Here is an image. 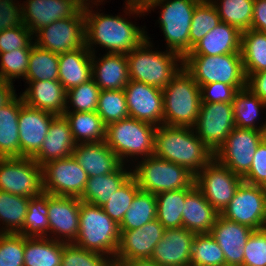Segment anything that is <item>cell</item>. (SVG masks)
<instances>
[{
    "instance_id": "1",
    "label": "cell",
    "mask_w": 266,
    "mask_h": 266,
    "mask_svg": "<svg viewBox=\"0 0 266 266\" xmlns=\"http://www.w3.org/2000/svg\"><path fill=\"white\" fill-rule=\"evenodd\" d=\"M91 6V7H90ZM90 2L84 3L85 46L95 53L94 45L107 48V53L128 54L138 47L147 33L120 15H104L92 10Z\"/></svg>"
},
{
    "instance_id": "2",
    "label": "cell",
    "mask_w": 266,
    "mask_h": 266,
    "mask_svg": "<svg viewBox=\"0 0 266 266\" xmlns=\"http://www.w3.org/2000/svg\"><path fill=\"white\" fill-rule=\"evenodd\" d=\"M153 156L183 166L196 176L214 153L196 136L193 128L157 126Z\"/></svg>"
},
{
    "instance_id": "3",
    "label": "cell",
    "mask_w": 266,
    "mask_h": 266,
    "mask_svg": "<svg viewBox=\"0 0 266 266\" xmlns=\"http://www.w3.org/2000/svg\"><path fill=\"white\" fill-rule=\"evenodd\" d=\"M149 39L146 35L138 47L126 54L129 78L163 90L183 68V57L168 49L152 51Z\"/></svg>"
},
{
    "instance_id": "4",
    "label": "cell",
    "mask_w": 266,
    "mask_h": 266,
    "mask_svg": "<svg viewBox=\"0 0 266 266\" xmlns=\"http://www.w3.org/2000/svg\"><path fill=\"white\" fill-rule=\"evenodd\" d=\"M162 93L164 125L193 128L200 112L201 93L192 76L182 68Z\"/></svg>"
},
{
    "instance_id": "5",
    "label": "cell",
    "mask_w": 266,
    "mask_h": 266,
    "mask_svg": "<svg viewBox=\"0 0 266 266\" xmlns=\"http://www.w3.org/2000/svg\"><path fill=\"white\" fill-rule=\"evenodd\" d=\"M119 240V225L102 207L81 201L79 230L74 244L89 251L102 253L114 261Z\"/></svg>"
},
{
    "instance_id": "6",
    "label": "cell",
    "mask_w": 266,
    "mask_h": 266,
    "mask_svg": "<svg viewBox=\"0 0 266 266\" xmlns=\"http://www.w3.org/2000/svg\"><path fill=\"white\" fill-rule=\"evenodd\" d=\"M156 128L151 123L129 117L106 126L105 142L125 165L129 157L153 156Z\"/></svg>"
},
{
    "instance_id": "7",
    "label": "cell",
    "mask_w": 266,
    "mask_h": 266,
    "mask_svg": "<svg viewBox=\"0 0 266 266\" xmlns=\"http://www.w3.org/2000/svg\"><path fill=\"white\" fill-rule=\"evenodd\" d=\"M183 68L199 85L225 83L231 86H246L241 53L222 55H186Z\"/></svg>"
},
{
    "instance_id": "8",
    "label": "cell",
    "mask_w": 266,
    "mask_h": 266,
    "mask_svg": "<svg viewBox=\"0 0 266 266\" xmlns=\"http://www.w3.org/2000/svg\"><path fill=\"white\" fill-rule=\"evenodd\" d=\"M140 190L160 192L195 187V176L183 166L150 156L141 159L132 171Z\"/></svg>"
},
{
    "instance_id": "9",
    "label": "cell",
    "mask_w": 266,
    "mask_h": 266,
    "mask_svg": "<svg viewBox=\"0 0 266 266\" xmlns=\"http://www.w3.org/2000/svg\"><path fill=\"white\" fill-rule=\"evenodd\" d=\"M201 0H158L145 12L160 6L158 22L165 36L167 48L183 58L190 52V27L194 8ZM151 9V10H150Z\"/></svg>"
},
{
    "instance_id": "10",
    "label": "cell",
    "mask_w": 266,
    "mask_h": 266,
    "mask_svg": "<svg viewBox=\"0 0 266 266\" xmlns=\"http://www.w3.org/2000/svg\"><path fill=\"white\" fill-rule=\"evenodd\" d=\"M2 0V6L34 35L41 28L60 19L74 16L84 5L81 0Z\"/></svg>"
},
{
    "instance_id": "11",
    "label": "cell",
    "mask_w": 266,
    "mask_h": 266,
    "mask_svg": "<svg viewBox=\"0 0 266 266\" xmlns=\"http://www.w3.org/2000/svg\"><path fill=\"white\" fill-rule=\"evenodd\" d=\"M0 191L37 197L43 191L42 167L33 158H0Z\"/></svg>"
},
{
    "instance_id": "12",
    "label": "cell",
    "mask_w": 266,
    "mask_h": 266,
    "mask_svg": "<svg viewBox=\"0 0 266 266\" xmlns=\"http://www.w3.org/2000/svg\"><path fill=\"white\" fill-rule=\"evenodd\" d=\"M195 185L220 214L233 199L243 178L213 158L196 176Z\"/></svg>"
},
{
    "instance_id": "13",
    "label": "cell",
    "mask_w": 266,
    "mask_h": 266,
    "mask_svg": "<svg viewBox=\"0 0 266 266\" xmlns=\"http://www.w3.org/2000/svg\"><path fill=\"white\" fill-rule=\"evenodd\" d=\"M37 39H36V37ZM34 43L55 54H63L85 46L83 7L72 17L52 22L38 30Z\"/></svg>"
},
{
    "instance_id": "14",
    "label": "cell",
    "mask_w": 266,
    "mask_h": 266,
    "mask_svg": "<svg viewBox=\"0 0 266 266\" xmlns=\"http://www.w3.org/2000/svg\"><path fill=\"white\" fill-rule=\"evenodd\" d=\"M263 140V131L235 127L214 153V158L243 177L249 171L256 149Z\"/></svg>"
},
{
    "instance_id": "15",
    "label": "cell",
    "mask_w": 266,
    "mask_h": 266,
    "mask_svg": "<svg viewBox=\"0 0 266 266\" xmlns=\"http://www.w3.org/2000/svg\"><path fill=\"white\" fill-rule=\"evenodd\" d=\"M220 215L253 230L265 228L266 188L243 181Z\"/></svg>"
},
{
    "instance_id": "16",
    "label": "cell",
    "mask_w": 266,
    "mask_h": 266,
    "mask_svg": "<svg viewBox=\"0 0 266 266\" xmlns=\"http://www.w3.org/2000/svg\"><path fill=\"white\" fill-rule=\"evenodd\" d=\"M43 191L53 196L80 197L88 174L72 156L42 166Z\"/></svg>"
},
{
    "instance_id": "17",
    "label": "cell",
    "mask_w": 266,
    "mask_h": 266,
    "mask_svg": "<svg viewBox=\"0 0 266 266\" xmlns=\"http://www.w3.org/2000/svg\"><path fill=\"white\" fill-rule=\"evenodd\" d=\"M235 127L232 103H201L193 129L215 153Z\"/></svg>"
},
{
    "instance_id": "18",
    "label": "cell",
    "mask_w": 266,
    "mask_h": 266,
    "mask_svg": "<svg viewBox=\"0 0 266 266\" xmlns=\"http://www.w3.org/2000/svg\"><path fill=\"white\" fill-rule=\"evenodd\" d=\"M129 117L164 125L162 89L145 83L129 80L124 88Z\"/></svg>"
},
{
    "instance_id": "19",
    "label": "cell",
    "mask_w": 266,
    "mask_h": 266,
    "mask_svg": "<svg viewBox=\"0 0 266 266\" xmlns=\"http://www.w3.org/2000/svg\"><path fill=\"white\" fill-rule=\"evenodd\" d=\"M80 204L78 197L48 194L49 234L56 235L49 238L63 243H74L79 230Z\"/></svg>"
},
{
    "instance_id": "20",
    "label": "cell",
    "mask_w": 266,
    "mask_h": 266,
    "mask_svg": "<svg viewBox=\"0 0 266 266\" xmlns=\"http://www.w3.org/2000/svg\"><path fill=\"white\" fill-rule=\"evenodd\" d=\"M165 228L157 220L143 227L120 231V240L114 261L150 259L155 246L162 239Z\"/></svg>"
},
{
    "instance_id": "21",
    "label": "cell",
    "mask_w": 266,
    "mask_h": 266,
    "mask_svg": "<svg viewBox=\"0 0 266 266\" xmlns=\"http://www.w3.org/2000/svg\"><path fill=\"white\" fill-rule=\"evenodd\" d=\"M56 115L23 104L18 116L20 157L33 158L45 140Z\"/></svg>"
},
{
    "instance_id": "22",
    "label": "cell",
    "mask_w": 266,
    "mask_h": 266,
    "mask_svg": "<svg viewBox=\"0 0 266 266\" xmlns=\"http://www.w3.org/2000/svg\"><path fill=\"white\" fill-rule=\"evenodd\" d=\"M195 236L184 227L165 229L150 259L159 266H190Z\"/></svg>"
},
{
    "instance_id": "23",
    "label": "cell",
    "mask_w": 266,
    "mask_h": 266,
    "mask_svg": "<svg viewBox=\"0 0 266 266\" xmlns=\"http://www.w3.org/2000/svg\"><path fill=\"white\" fill-rule=\"evenodd\" d=\"M253 229L228 220L220 214L210 234L223 250L225 266H243L244 246Z\"/></svg>"
},
{
    "instance_id": "24",
    "label": "cell",
    "mask_w": 266,
    "mask_h": 266,
    "mask_svg": "<svg viewBox=\"0 0 266 266\" xmlns=\"http://www.w3.org/2000/svg\"><path fill=\"white\" fill-rule=\"evenodd\" d=\"M29 87L21 94L29 107L63 116L66 109L67 91L59 80L26 81Z\"/></svg>"
},
{
    "instance_id": "25",
    "label": "cell",
    "mask_w": 266,
    "mask_h": 266,
    "mask_svg": "<svg viewBox=\"0 0 266 266\" xmlns=\"http://www.w3.org/2000/svg\"><path fill=\"white\" fill-rule=\"evenodd\" d=\"M76 145L68 121L64 116H56L33 160L42 167L50 161L68 158L73 155Z\"/></svg>"
},
{
    "instance_id": "26",
    "label": "cell",
    "mask_w": 266,
    "mask_h": 266,
    "mask_svg": "<svg viewBox=\"0 0 266 266\" xmlns=\"http://www.w3.org/2000/svg\"><path fill=\"white\" fill-rule=\"evenodd\" d=\"M73 157L88 174V177L107 175L117 171L123 163L105 141L79 143Z\"/></svg>"
},
{
    "instance_id": "27",
    "label": "cell",
    "mask_w": 266,
    "mask_h": 266,
    "mask_svg": "<svg viewBox=\"0 0 266 266\" xmlns=\"http://www.w3.org/2000/svg\"><path fill=\"white\" fill-rule=\"evenodd\" d=\"M96 57L92 53V78L100 90H124L130 80L126 54L106 53L101 59L97 57L99 60Z\"/></svg>"
},
{
    "instance_id": "28",
    "label": "cell",
    "mask_w": 266,
    "mask_h": 266,
    "mask_svg": "<svg viewBox=\"0 0 266 266\" xmlns=\"http://www.w3.org/2000/svg\"><path fill=\"white\" fill-rule=\"evenodd\" d=\"M219 213L195 186L185 198L182 227L196 234L210 233Z\"/></svg>"
},
{
    "instance_id": "29",
    "label": "cell",
    "mask_w": 266,
    "mask_h": 266,
    "mask_svg": "<svg viewBox=\"0 0 266 266\" xmlns=\"http://www.w3.org/2000/svg\"><path fill=\"white\" fill-rule=\"evenodd\" d=\"M241 34L238 28L221 22L195 44L187 55L240 53Z\"/></svg>"
},
{
    "instance_id": "30",
    "label": "cell",
    "mask_w": 266,
    "mask_h": 266,
    "mask_svg": "<svg viewBox=\"0 0 266 266\" xmlns=\"http://www.w3.org/2000/svg\"><path fill=\"white\" fill-rule=\"evenodd\" d=\"M92 53L86 46L59 54V82L66 91L92 79Z\"/></svg>"
},
{
    "instance_id": "31",
    "label": "cell",
    "mask_w": 266,
    "mask_h": 266,
    "mask_svg": "<svg viewBox=\"0 0 266 266\" xmlns=\"http://www.w3.org/2000/svg\"><path fill=\"white\" fill-rule=\"evenodd\" d=\"M23 104L16 94L0 107V158L20 157L18 116Z\"/></svg>"
},
{
    "instance_id": "32",
    "label": "cell",
    "mask_w": 266,
    "mask_h": 266,
    "mask_svg": "<svg viewBox=\"0 0 266 266\" xmlns=\"http://www.w3.org/2000/svg\"><path fill=\"white\" fill-rule=\"evenodd\" d=\"M132 175V169L127 171L124 164L115 172L107 175L88 177L84 191L79 199L97 206L104 205L110 197Z\"/></svg>"
},
{
    "instance_id": "33",
    "label": "cell",
    "mask_w": 266,
    "mask_h": 266,
    "mask_svg": "<svg viewBox=\"0 0 266 266\" xmlns=\"http://www.w3.org/2000/svg\"><path fill=\"white\" fill-rule=\"evenodd\" d=\"M63 116L77 144L105 141L106 125L97 112H64Z\"/></svg>"
},
{
    "instance_id": "34",
    "label": "cell",
    "mask_w": 266,
    "mask_h": 266,
    "mask_svg": "<svg viewBox=\"0 0 266 266\" xmlns=\"http://www.w3.org/2000/svg\"><path fill=\"white\" fill-rule=\"evenodd\" d=\"M62 255L63 242L25 237L24 266H61Z\"/></svg>"
},
{
    "instance_id": "35",
    "label": "cell",
    "mask_w": 266,
    "mask_h": 266,
    "mask_svg": "<svg viewBox=\"0 0 266 266\" xmlns=\"http://www.w3.org/2000/svg\"><path fill=\"white\" fill-rule=\"evenodd\" d=\"M32 32L7 9L0 7V53L31 48Z\"/></svg>"
},
{
    "instance_id": "36",
    "label": "cell",
    "mask_w": 266,
    "mask_h": 266,
    "mask_svg": "<svg viewBox=\"0 0 266 266\" xmlns=\"http://www.w3.org/2000/svg\"><path fill=\"white\" fill-rule=\"evenodd\" d=\"M240 53L246 76L266 70V33L254 29L243 31Z\"/></svg>"
},
{
    "instance_id": "37",
    "label": "cell",
    "mask_w": 266,
    "mask_h": 266,
    "mask_svg": "<svg viewBox=\"0 0 266 266\" xmlns=\"http://www.w3.org/2000/svg\"><path fill=\"white\" fill-rule=\"evenodd\" d=\"M232 104L236 127L259 131L265 129L266 121L265 123L262 122L259 127L255 124V121L257 122V119H259L260 110L266 108V103L250 89L244 87L238 90Z\"/></svg>"
},
{
    "instance_id": "38",
    "label": "cell",
    "mask_w": 266,
    "mask_h": 266,
    "mask_svg": "<svg viewBox=\"0 0 266 266\" xmlns=\"http://www.w3.org/2000/svg\"><path fill=\"white\" fill-rule=\"evenodd\" d=\"M193 188L187 187L185 189L160 192L155 195L157 202L156 219L165 229L182 227V212L185 198Z\"/></svg>"
},
{
    "instance_id": "39",
    "label": "cell",
    "mask_w": 266,
    "mask_h": 266,
    "mask_svg": "<svg viewBox=\"0 0 266 266\" xmlns=\"http://www.w3.org/2000/svg\"><path fill=\"white\" fill-rule=\"evenodd\" d=\"M30 198L0 191V233L19 234L23 230Z\"/></svg>"
},
{
    "instance_id": "40",
    "label": "cell",
    "mask_w": 266,
    "mask_h": 266,
    "mask_svg": "<svg viewBox=\"0 0 266 266\" xmlns=\"http://www.w3.org/2000/svg\"><path fill=\"white\" fill-rule=\"evenodd\" d=\"M156 217L157 202L155 194L139 190L119 224V230L127 231L143 227L146 223L155 220Z\"/></svg>"
},
{
    "instance_id": "41",
    "label": "cell",
    "mask_w": 266,
    "mask_h": 266,
    "mask_svg": "<svg viewBox=\"0 0 266 266\" xmlns=\"http://www.w3.org/2000/svg\"><path fill=\"white\" fill-rule=\"evenodd\" d=\"M59 55L41 48L33 43L29 56L28 69L24 80L46 81L58 80Z\"/></svg>"
},
{
    "instance_id": "42",
    "label": "cell",
    "mask_w": 266,
    "mask_h": 266,
    "mask_svg": "<svg viewBox=\"0 0 266 266\" xmlns=\"http://www.w3.org/2000/svg\"><path fill=\"white\" fill-rule=\"evenodd\" d=\"M48 194L42 193L37 197H32L28 203L27 214L25 216L23 230L19 233L26 238L48 237Z\"/></svg>"
},
{
    "instance_id": "43",
    "label": "cell",
    "mask_w": 266,
    "mask_h": 266,
    "mask_svg": "<svg viewBox=\"0 0 266 266\" xmlns=\"http://www.w3.org/2000/svg\"><path fill=\"white\" fill-rule=\"evenodd\" d=\"M211 1L218 11L221 22L234 26L241 32L251 29L254 0Z\"/></svg>"
},
{
    "instance_id": "44",
    "label": "cell",
    "mask_w": 266,
    "mask_h": 266,
    "mask_svg": "<svg viewBox=\"0 0 266 266\" xmlns=\"http://www.w3.org/2000/svg\"><path fill=\"white\" fill-rule=\"evenodd\" d=\"M190 266H225L223 250L210 233L196 234Z\"/></svg>"
},
{
    "instance_id": "45",
    "label": "cell",
    "mask_w": 266,
    "mask_h": 266,
    "mask_svg": "<svg viewBox=\"0 0 266 266\" xmlns=\"http://www.w3.org/2000/svg\"><path fill=\"white\" fill-rule=\"evenodd\" d=\"M221 23L218 11L211 0H201L194 8L190 27V50L208 32Z\"/></svg>"
},
{
    "instance_id": "46",
    "label": "cell",
    "mask_w": 266,
    "mask_h": 266,
    "mask_svg": "<svg viewBox=\"0 0 266 266\" xmlns=\"http://www.w3.org/2000/svg\"><path fill=\"white\" fill-rule=\"evenodd\" d=\"M96 112L106 126L129 118L124 90H100Z\"/></svg>"
},
{
    "instance_id": "47",
    "label": "cell",
    "mask_w": 266,
    "mask_h": 266,
    "mask_svg": "<svg viewBox=\"0 0 266 266\" xmlns=\"http://www.w3.org/2000/svg\"><path fill=\"white\" fill-rule=\"evenodd\" d=\"M139 190L140 188L135 178L131 175L110 197L109 201L101 207L105 213L119 225Z\"/></svg>"
},
{
    "instance_id": "48",
    "label": "cell",
    "mask_w": 266,
    "mask_h": 266,
    "mask_svg": "<svg viewBox=\"0 0 266 266\" xmlns=\"http://www.w3.org/2000/svg\"><path fill=\"white\" fill-rule=\"evenodd\" d=\"M100 88L93 78L67 91L65 112H96ZM70 104L73 106L70 109ZM70 109V110H69Z\"/></svg>"
},
{
    "instance_id": "49",
    "label": "cell",
    "mask_w": 266,
    "mask_h": 266,
    "mask_svg": "<svg viewBox=\"0 0 266 266\" xmlns=\"http://www.w3.org/2000/svg\"><path fill=\"white\" fill-rule=\"evenodd\" d=\"M31 48L16 49L0 53V80L13 84L15 78H25Z\"/></svg>"
},
{
    "instance_id": "50",
    "label": "cell",
    "mask_w": 266,
    "mask_h": 266,
    "mask_svg": "<svg viewBox=\"0 0 266 266\" xmlns=\"http://www.w3.org/2000/svg\"><path fill=\"white\" fill-rule=\"evenodd\" d=\"M113 260L94 251H89L74 243H63L61 266H109Z\"/></svg>"
},
{
    "instance_id": "51",
    "label": "cell",
    "mask_w": 266,
    "mask_h": 266,
    "mask_svg": "<svg viewBox=\"0 0 266 266\" xmlns=\"http://www.w3.org/2000/svg\"><path fill=\"white\" fill-rule=\"evenodd\" d=\"M25 237L0 233V266H24Z\"/></svg>"
},
{
    "instance_id": "52",
    "label": "cell",
    "mask_w": 266,
    "mask_h": 266,
    "mask_svg": "<svg viewBox=\"0 0 266 266\" xmlns=\"http://www.w3.org/2000/svg\"><path fill=\"white\" fill-rule=\"evenodd\" d=\"M243 266H266V228L252 231L244 246Z\"/></svg>"
},
{
    "instance_id": "53",
    "label": "cell",
    "mask_w": 266,
    "mask_h": 266,
    "mask_svg": "<svg viewBox=\"0 0 266 266\" xmlns=\"http://www.w3.org/2000/svg\"><path fill=\"white\" fill-rule=\"evenodd\" d=\"M246 86L210 83L200 86L201 103H232L238 90Z\"/></svg>"
},
{
    "instance_id": "54",
    "label": "cell",
    "mask_w": 266,
    "mask_h": 266,
    "mask_svg": "<svg viewBox=\"0 0 266 266\" xmlns=\"http://www.w3.org/2000/svg\"><path fill=\"white\" fill-rule=\"evenodd\" d=\"M242 178L248 184L266 188V142L264 140L257 147L251 167Z\"/></svg>"
},
{
    "instance_id": "55",
    "label": "cell",
    "mask_w": 266,
    "mask_h": 266,
    "mask_svg": "<svg viewBox=\"0 0 266 266\" xmlns=\"http://www.w3.org/2000/svg\"><path fill=\"white\" fill-rule=\"evenodd\" d=\"M246 87L266 103V70L246 76Z\"/></svg>"
},
{
    "instance_id": "56",
    "label": "cell",
    "mask_w": 266,
    "mask_h": 266,
    "mask_svg": "<svg viewBox=\"0 0 266 266\" xmlns=\"http://www.w3.org/2000/svg\"><path fill=\"white\" fill-rule=\"evenodd\" d=\"M251 29L266 33V0H254Z\"/></svg>"
},
{
    "instance_id": "57",
    "label": "cell",
    "mask_w": 266,
    "mask_h": 266,
    "mask_svg": "<svg viewBox=\"0 0 266 266\" xmlns=\"http://www.w3.org/2000/svg\"><path fill=\"white\" fill-rule=\"evenodd\" d=\"M158 0H127L126 1V14L129 13L130 14H136L139 16V14L142 16V14L144 15L145 9L152 3L156 2ZM128 11V12H127Z\"/></svg>"
},
{
    "instance_id": "58",
    "label": "cell",
    "mask_w": 266,
    "mask_h": 266,
    "mask_svg": "<svg viewBox=\"0 0 266 266\" xmlns=\"http://www.w3.org/2000/svg\"><path fill=\"white\" fill-rule=\"evenodd\" d=\"M15 95L14 85L0 80V107L7 104Z\"/></svg>"
},
{
    "instance_id": "59",
    "label": "cell",
    "mask_w": 266,
    "mask_h": 266,
    "mask_svg": "<svg viewBox=\"0 0 266 266\" xmlns=\"http://www.w3.org/2000/svg\"><path fill=\"white\" fill-rule=\"evenodd\" d=\"M118 263L120 266H159L151 259H133L127 261H113Z\"/></svg>"
},
{
    "instance_id": "60",
    "label": "cell",
    "mask_w": 266,
    "mask_h": 266,
    "mask_svg": "<svg viewBox=\"0 0 266 266\" xmlns=\"http://www.w3.org/2000/svg\"><path fill=\"white\" fill-rule=\"evenodd\" d=\"M83 3H87V1L88 2H91V3H93L94 5H96V6H98L99 5V2L101 3V2H103L104 0H81ZM93 1V2H92Z\"/></svg>"
},
{
    "instance_id": "61",
    "label": "cell",
    "mask_w": 266,
    "mask_h": 266,
    "mask_svg": "<svg viewBox=\"0 0 266 266\" xmlns=\"http://www.w3.org/2000/svg\"><path fill=\"white\" fill-rule=\"evenodd\" d=\"M263 136H264V141L266 142V127H265V129L263 130Z\"/></svg>"
},
{
    "instance_id": "62",
    "label": "cell",
    "mask_w": 266,
    "mask_h": 266,
    "mask_svg": "<svg viewBox=\"0 0 266 266\" xmlns=\"http://www.w3.org/2000/svg\"><path fill=\"white\" fill-rule=\"evenodd\" d=\"M109 266H120L118 263L112 262Z\"/></svg>"
}]
</instances>
